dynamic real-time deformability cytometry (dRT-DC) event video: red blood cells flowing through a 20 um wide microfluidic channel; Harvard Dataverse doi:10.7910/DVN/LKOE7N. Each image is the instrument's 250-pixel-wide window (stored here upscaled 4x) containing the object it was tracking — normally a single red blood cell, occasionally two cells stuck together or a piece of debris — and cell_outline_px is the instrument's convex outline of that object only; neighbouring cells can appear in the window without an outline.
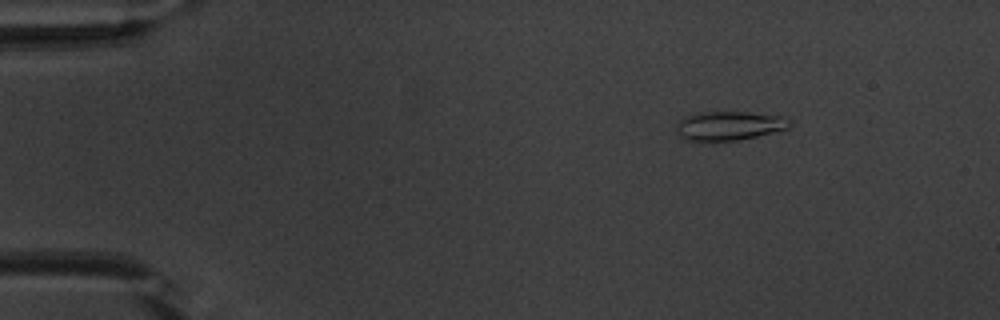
{"species": "common noctule bat (a hibernating species)", "species_latin": "Nyctalus noctula", "temperature_condition": "warm", "stored_images_in_passage": 49, "camera_frame_rate_fps": 3000, "um_per_image_px": 0.085, "animal": {"sex": "male", "body_mass_g": 20.1, "forearm_length_mm": 53.5}, "frame": {"image": 1, "passage_image": 3, "time_ms": 0.667, "image_size_px": [1000, 320], "cell_outline_px": [[792, 124], [788, 128], [756, 136], [736, 140], [684, 140], [676, 132], [676, 124], [680, 120], [696, 112], [748, 112], [780, 116], [788, 120]], "centroid_in_image_um": [61.93, 10.68], "position_along_channel_um": 23.1, "area_um2": 18.84}}
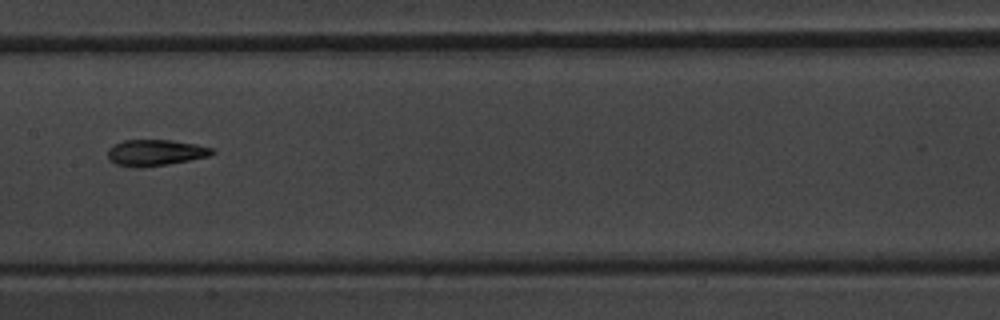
{"frame": {"image": 2, "passage_image": 23, "time_ms": 7.333, "image_size_px": [1000, 320], "cell_outline_px": [[216, 152], [208, 156], [168, 164], [140, 168], [132, 168], [116, 164], [108, 160], [108, 148], [112, 144], [124, 140], [172, 140], [196, 144], [212, 148]], "centroid_in_image_um": [13.15, 12.98], "position_along_channel_um": 194.2, "area_um2": 16.07}}
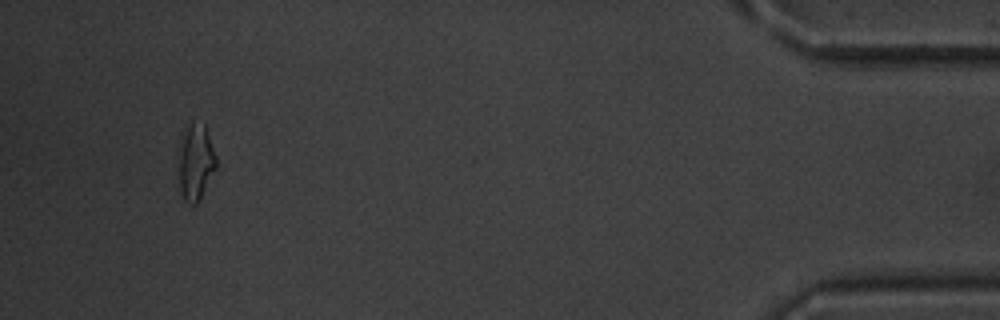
{"frame": {"image": 3, "passage_image": 46, "time_ms": 15.0, "image_size_px": [1000, 320], "cell_outline_px": [[216, 168], [200, 200], [196, 204], [192, 204], [184, 200], [180, 188], [176, 156], [176, 152], [180, 132], [192, 120], [204, 124], [216, 156]], "centroid_in_image_um": [16.56, 13.71], "position_along_channel_um": 418.6, "area_um2": 17.51}, "authors_computed_cell_mechanics": {"area_um2": 16.184, "velocity_mm_per_s": 3.8222, "shape_relaxation_time_tau1_ms": 8.4129, "shape_relaxation_time_tau2_ms": 2.7645, "deformation_change_tau1": 0.2473, "deformation_change_tau2": 0.0973}}